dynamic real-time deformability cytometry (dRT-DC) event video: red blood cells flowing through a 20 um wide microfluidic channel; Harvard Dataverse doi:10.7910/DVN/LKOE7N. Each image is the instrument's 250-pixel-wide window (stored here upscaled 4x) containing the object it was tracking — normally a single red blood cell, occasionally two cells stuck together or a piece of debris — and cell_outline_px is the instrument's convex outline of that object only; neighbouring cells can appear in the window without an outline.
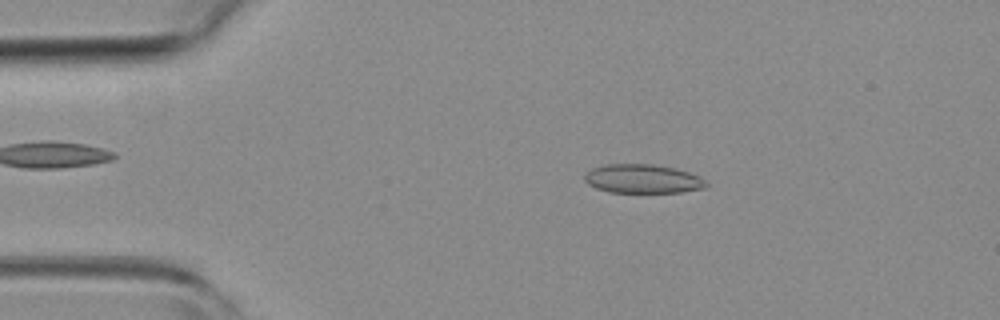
{"species": "common noctule bat (a hibernating species)", "species_latin": "Nyctalus noctula", "temperature_condition": "room temperature", "stored_images_in_passage": 42, "camera_frame_rate_fps": 3000, "um_per_image_px": 0.085, "animal": {"sex": "female", "body_mass_g": 19.3, "forearm_length_mm": 54.1}, "frame": {"image": 1, "passage_image": 3, "time_ms": 0.667, "image_size_px": [1000, 320], "cell_outline_px": [[708, 184], [704, 188], [680, 192], [608, 192], [596, 188], [588, 184], [584, 180], [584, 172], [592, 168], [604, 164], [652, 164], [672, 168], [688, 172], [700, 176]], "centroid_in_image_um": [54.58, 15.19], "position_along_channel_um": 30.4, "area_um2": 20.46}}
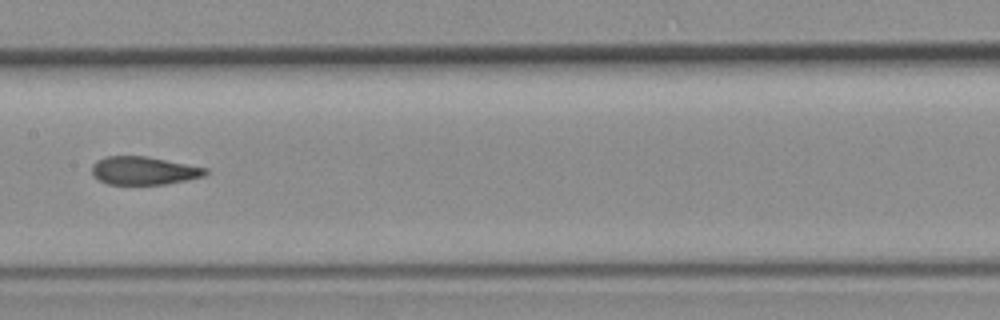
{"frame": {"image": 2, "passage_image": 18, "time_ms": 5.667, "image_size_px": [1000, 320], "cell_outline_px": [[208, 172], [204, 176], [188, 180], [164, 184], [108, 184], [100, 180], [92, 172], [92, 164], [96, 160], [104, 156], [148, 156], [208, 168]], "centroid_in_image_um": [12.24, 14.49], "position_along_channel_um": 195.2, "area_um2": 18.67}}
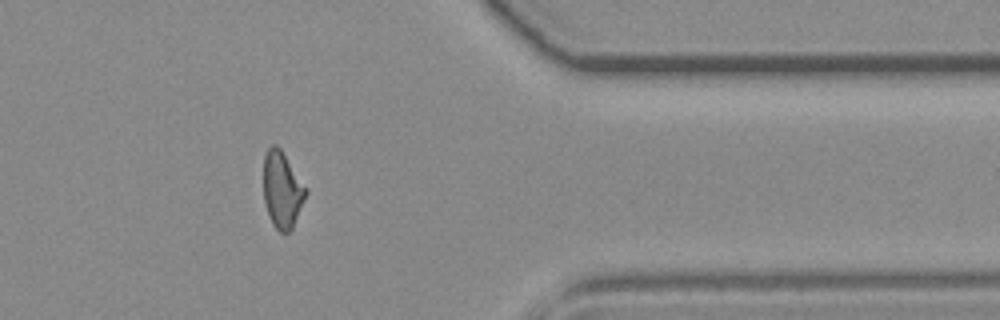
{"frame": {"image": 3, "passage_image": 33, "time_ms": 10.667, "image_size_px": [1000, 320], "cell_outline_px": [[308, 192], [292, 228], [288, 232], [280, 232], [272, 224], [264, 200], [264, 156], [268, 148], [272, 144], [276, 144], [280, 148], [308, 188]], "centroid_in_image_um": [24.0, 16.11], "position_along_channel_um": 387.4, "area_um2": 18.79}, "authors_computed_cell_mechanics": {"area_um2": 19.4786, "velocity_mm_per_s": 4.2553, "shape_relaxation_time_tau1_ms": null, "shape_relaxation_time_tau2_ms": 1.6572, "deformation_change_tau1": null, "deformation_change_tau2": 0.0724}}